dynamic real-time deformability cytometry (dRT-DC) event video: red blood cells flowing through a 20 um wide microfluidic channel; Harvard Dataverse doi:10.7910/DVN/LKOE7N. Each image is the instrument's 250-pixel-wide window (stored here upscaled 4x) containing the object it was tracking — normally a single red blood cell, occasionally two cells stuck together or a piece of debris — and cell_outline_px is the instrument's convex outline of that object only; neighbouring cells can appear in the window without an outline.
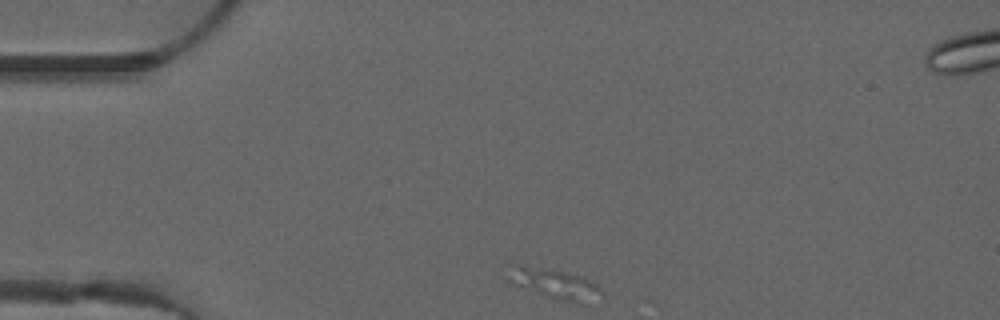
{"species": "common noctule bat (a hibernating species)", "species_latin": "Nyctalus noctula", "temperature_condition": "warm", "stored_images_in_passage": 6, "camera_frame_rate_fps": 3000, "um_per_image_px": 0.085, "animal": {"sex": "male", "forearm_length_mm": 52.5}, "frame": {"image": 1, "passage_image": 1, "time_ms": 0.0, "image_size_px": [1000, 320], "cell_outline_px": [[604, 296], [584, 304], [576, 304], [544, 296], [512, 284], [508, 280], [512, 264], [520, 264], [564, 272], [588, 280], [596, 284], [604, 292]], "centroid_in_image_um": [47.16, 24.16], "position_along_channel_um": 37.8, "area_um2": 16.36}}